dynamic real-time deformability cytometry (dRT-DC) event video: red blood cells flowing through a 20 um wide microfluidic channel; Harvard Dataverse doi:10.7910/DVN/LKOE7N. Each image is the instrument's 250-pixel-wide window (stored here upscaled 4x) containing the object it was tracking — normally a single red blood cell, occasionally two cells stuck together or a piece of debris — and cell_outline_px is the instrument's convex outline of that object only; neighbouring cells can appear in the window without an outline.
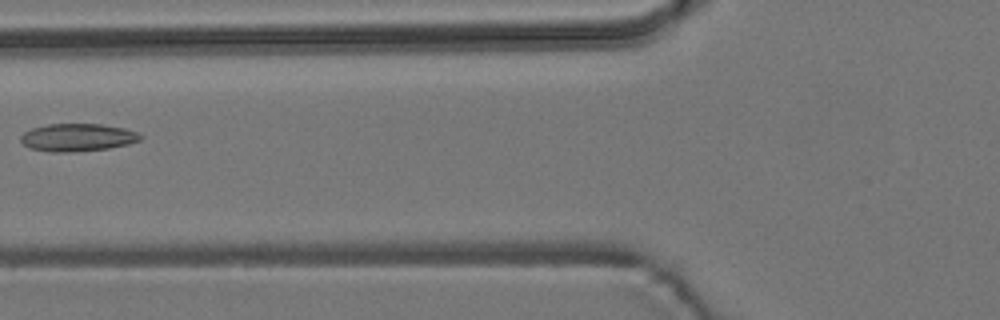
{"species": "common noctule bat (a hibernating species)", "species_latin": "Nyctalus noctula", "temperature_condition": "room temperature", "stored_images_in_passage": 8, "camera_frame_rate_fps": 3000, "um_per_image_px": 0.085, "animal": {"sex": "male", "body_mass_g": 19.2, "forearm_length_mm": 51.8}, "frame": {"image": 1, "passage_image": 7, "time_ms": 8.0, "image_size_px": [1000, 320], "cell_outline_px": [[144, 136], [140, 140], [128, 144], [108, 148], [68, 152], [52, 152], [28, 148], [20, 140], [20, 136], [24, 132], [32, 128], [48, 124], [100, 124], [124, 128], [136, 132]], "centroid_in_image_um": [6.57, 11.68], "position_along_channel_um": 119.2, "area_um2": 19.25}}
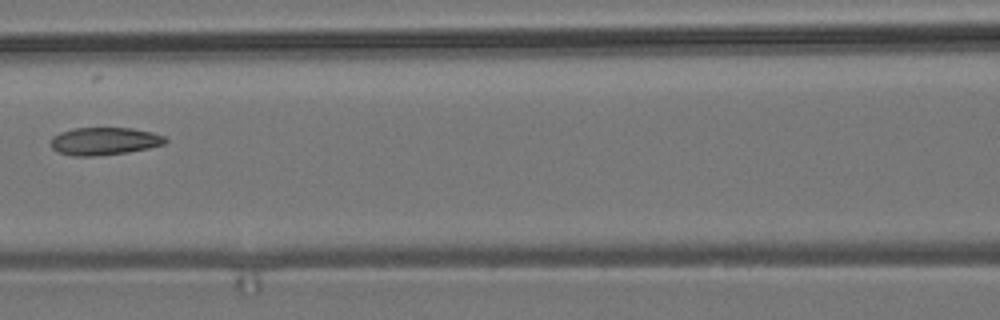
{"frame": {"image": 2, "passage_image": 8, "time_ms": 9.0, "image_size_px": [1000, 320], "cell_outline_px": [[168, 140], [164, 144], [148, 148], [128, 152], [92, 156], [72, 156], [60, 152], [52, 148], [52, 136], [60, 132], [72, 128], [132, 128], [152, 132], [164, 136]], "centroid_in_image_um": [8.87, 11.99], "position_along_channel_um": 157.7, "area_um2": 18.38}}